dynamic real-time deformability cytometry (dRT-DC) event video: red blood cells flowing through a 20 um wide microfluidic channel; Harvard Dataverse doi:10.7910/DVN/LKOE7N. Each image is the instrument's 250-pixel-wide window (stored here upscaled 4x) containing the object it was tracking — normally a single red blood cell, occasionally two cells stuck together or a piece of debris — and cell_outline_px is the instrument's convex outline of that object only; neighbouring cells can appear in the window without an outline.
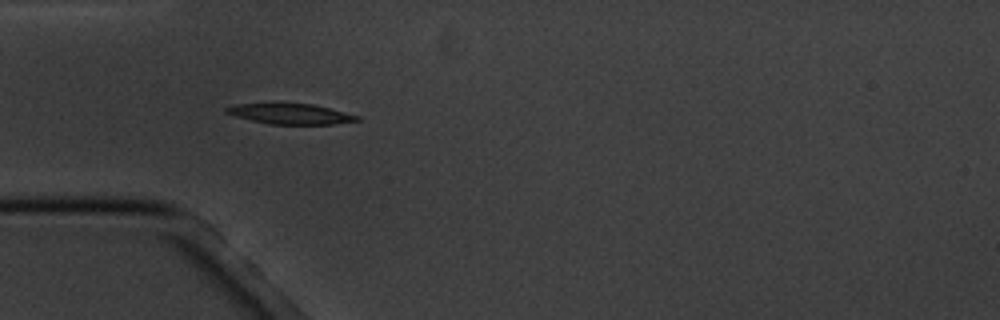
{"species": "common noctule bat (a hibernating species)", "species_latin": "Nyctalus noctula", "temperature_condition": "cold", "stored_images_in_passage": 5, "camera_frame_rate_fps": 3000, "um_per_image_px": 0.085, "animal": {"sex": "male", "body_mass_g": 20.1, "forearm_length_mm": 53.5}, "frame": {"image": 1, "passage_image": 4, "time_ms": 3.667, "image_size_px": [1000, 320], "cell_outline_px": [[360, 120], [332, 124], [268, 124], [236, 116], [224, 112], [224, 108], [236, 104], [272, 100], [280, 100], [312, 104], [360, 116]], "centroid_in_image_um": [24.58, 9.61], "position_along_channel_um": 60.4, "area_um2": 16.42}}
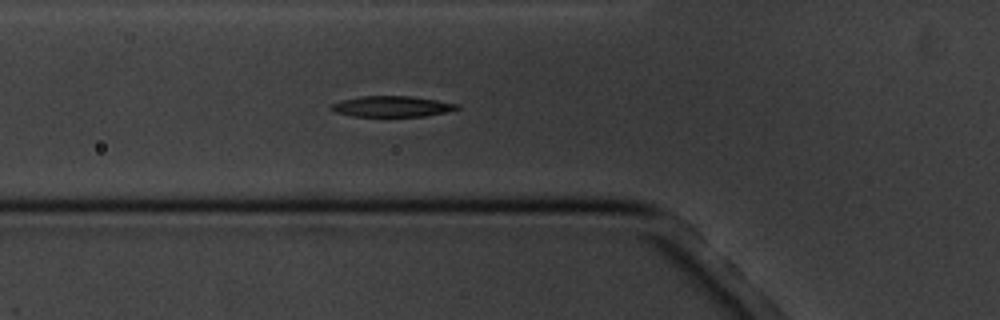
{"frame": {"image": 2, "passage_image": 5, "time_ms": 4.667, "image_size_px": [1000, 320], "cell_outline_px": [[460, 108], [448, 112], [424, 116], [352, 116], [336, 112], [328, 108], [332, 104], [344, 100], [364, 96], [412, 96], [460, 104]], "centroid_in_image_um": [33.36, 9.05], "position_along_channel_um": 92.4, "area_um2": 15.14}}